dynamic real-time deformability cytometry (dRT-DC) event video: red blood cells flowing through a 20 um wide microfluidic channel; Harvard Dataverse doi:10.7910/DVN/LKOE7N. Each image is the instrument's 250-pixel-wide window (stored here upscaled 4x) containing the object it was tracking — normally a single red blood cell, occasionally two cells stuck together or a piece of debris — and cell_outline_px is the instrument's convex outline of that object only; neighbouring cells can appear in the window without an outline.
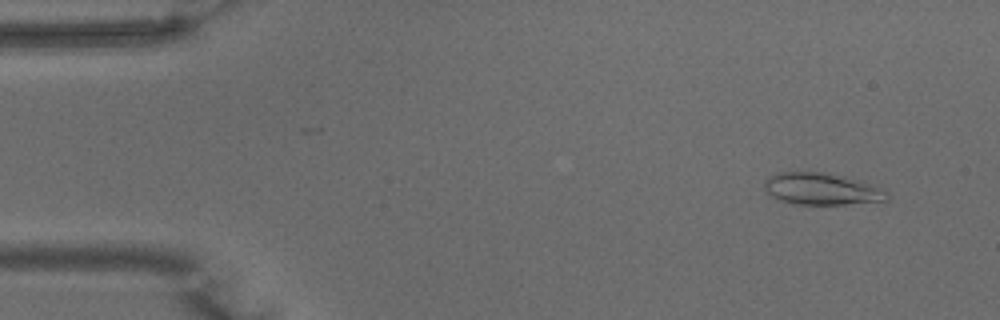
{"species": "common noctule bat (a hibernating species)", "species_latin": "Nyctalus noctula", "temperature_condition": "warm", "stored_images_in_passage": 50, "camera_frame_rate_fps": 3000, "um_per_image_px": 0.085, "animal": {"sex": "male", "body_mass_g": 15.6}, "frame": {"image": 1, "passage_image": 4, "time_ms": 1.0, "image_size_px": [1000, 320], "cell_outline_px": [[888, 200], [844, 204], [792, 204], [780, 200], [764, 192], [764, 180], [768, 176], [776, 172], [824, 172], [844, 176], [876, 184], [888, 192]], "centroid_in_image_um": [69.83, 16.05], "position_along_channel_um": 15.2, "area_um2": 23.12}}
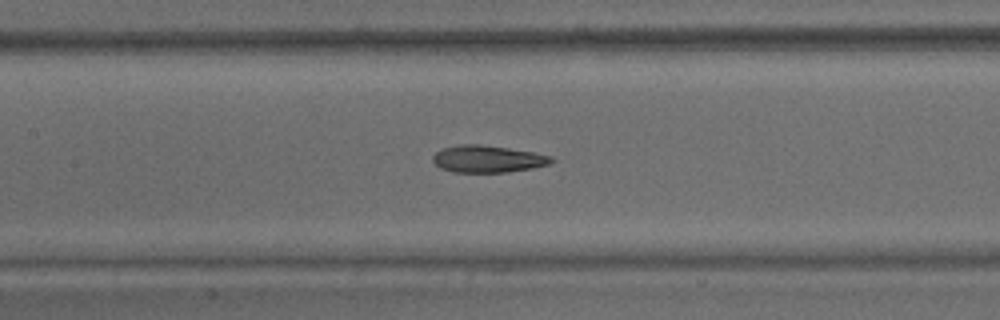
{"frame": {"image": 2, "passage_image": 23, "time_ms": 7.333, "image_size_px": [1000, 320], "cell_outline_px": [[556, 160], [548, 164], [532, 168], [508, 172], [452, 172], [440, 168], [432, 160], [432, 156], [436, 152], [444, 148], [460, 144], [480, 144], [508, 148], [532, 152], [552, 156]], "centroid_in_image_um": [41.45, 13.51], "position_along_channel_um": 166.0, "area_um2": 18.67}}
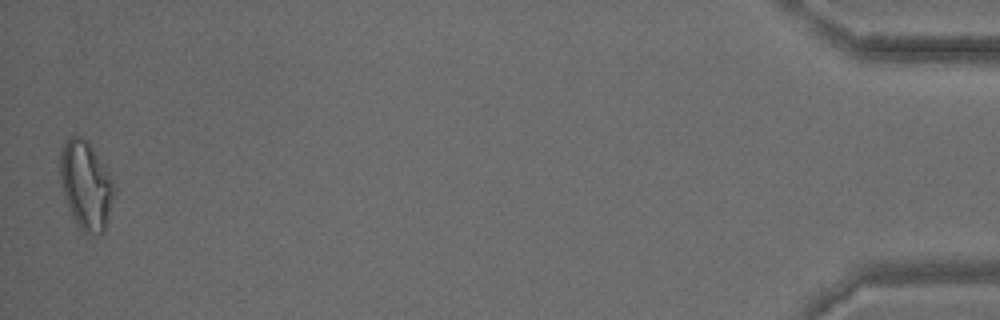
{"frame": {"image": 3, "passage_image": 50, "time_ms": 16.333, "image_size_px": [1000, 320], "cell_outline_px": [[116, 188], [104, 232], [84, 232], [76, 224], [68, 204], [60, 180], [60, 152], [64, 144], [72, 136], [80, 136], [88, 140], [112, 176]], "centroid_in_image_um": [7.33, 15.7], "position_along_channel_um": 427.9, "area_um2": 27.51}, "authors_computed_cell_mechanics": {"area_um2": 20.4323, "velocity_mm_per_s": 3.9536, "shape_relaxation_time_tau1_ms": null, "shape_relaxation_time_tau2_ms": 2.6869, "deformation_change_tau1": null, "deformation_change_tau2": 0.1181}}